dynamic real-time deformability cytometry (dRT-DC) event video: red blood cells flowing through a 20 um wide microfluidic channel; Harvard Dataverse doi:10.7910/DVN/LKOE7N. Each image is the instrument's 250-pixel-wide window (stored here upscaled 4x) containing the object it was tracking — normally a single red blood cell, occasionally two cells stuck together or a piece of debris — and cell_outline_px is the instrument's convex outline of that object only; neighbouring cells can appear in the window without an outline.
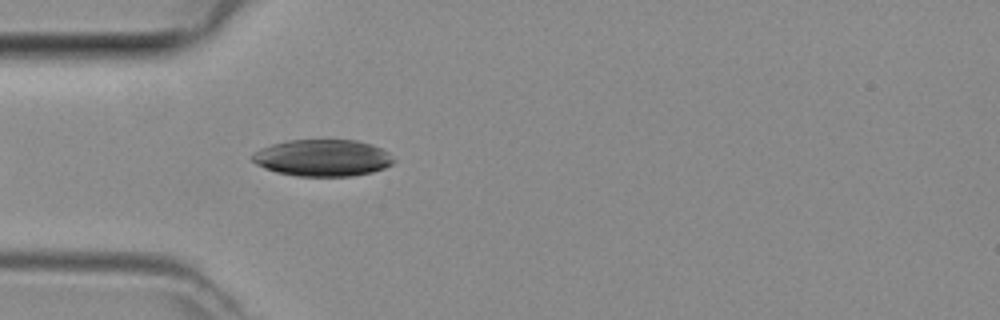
{"species": "common noctule bat (a hibernating species)", "species_latin": "Nyctalus noctula", "temperature_condition": "room temperature", "stored_images_in_passage": 4, "camera_frame_rate_fps": 3000, "um_per_image_px": 0.085, "animal": {"sex": "female", "body_mass_g": 29.2, "forearm_length_mm": 56.3}, "frame": {"image": 1, "passage_image": 4, "time_ms": 1.0, "image_size_px": [1000, 320], "cell_outline_px": [[396, 160], [392, 164], [384, 168], [372, 172], [352, 176], [296, 176], [276, 172], [264, 168], [256, 164], [252, 160], [252, 152], [260, 148], [272, 144], [288, 140], [356, 140], [372, 144], [388, 152]], "centroid_in_image_um": [27.41, 13.42], "position_along_channel_um": 57.6, "area_um2": 30.46}}